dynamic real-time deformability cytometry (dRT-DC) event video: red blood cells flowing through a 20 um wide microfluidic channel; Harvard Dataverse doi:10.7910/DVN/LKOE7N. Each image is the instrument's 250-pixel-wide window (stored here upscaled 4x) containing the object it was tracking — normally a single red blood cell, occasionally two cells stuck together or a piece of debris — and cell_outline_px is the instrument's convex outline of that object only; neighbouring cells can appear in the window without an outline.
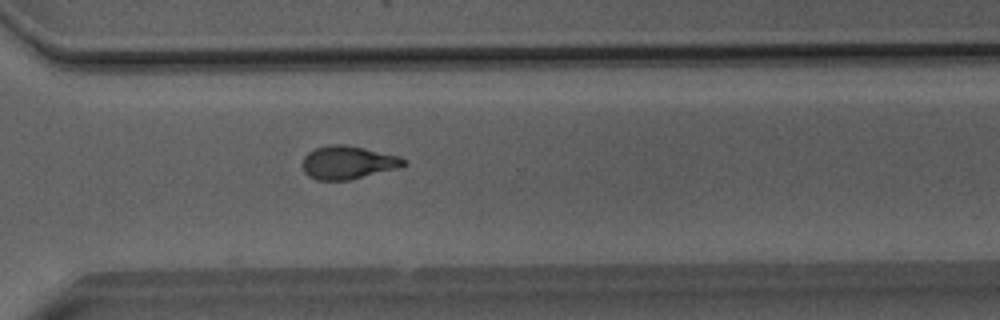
{"species": "Egyptian fruit bat (a non-hibernating species)", "species_latin": "Rousettus aegyptiacus", "temperature_condition": "room temperature", "stored_images_in_passage": 37, "camera_frame_rate_fps": 3000, "um_per_image_px": 0.085, "animal": {"sex": "male"}, "frame": {"image": 1, "passage_image": 37, "time_ms": 12.0, "image_size_px": [1000, 320], "cell_outline_px": [[408, 164], [400, 168], [348, 180], [316, 180], [308, 176], [304, 172], [300, 164], [304, 156], [308, 152], [316, 148], [332, 144], [344, 144], [364, 148], [400, 156], [408, 160]], "centroid_in_image_um": [29.58, 13.81], "position_along_channel_um": 341.0, "area_um2": 19.88}}